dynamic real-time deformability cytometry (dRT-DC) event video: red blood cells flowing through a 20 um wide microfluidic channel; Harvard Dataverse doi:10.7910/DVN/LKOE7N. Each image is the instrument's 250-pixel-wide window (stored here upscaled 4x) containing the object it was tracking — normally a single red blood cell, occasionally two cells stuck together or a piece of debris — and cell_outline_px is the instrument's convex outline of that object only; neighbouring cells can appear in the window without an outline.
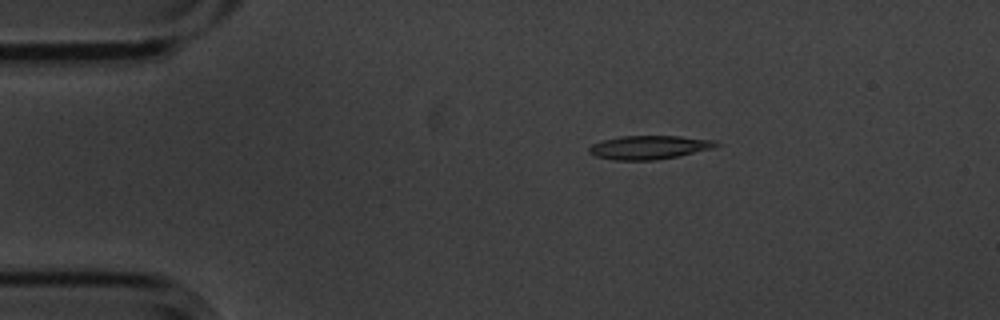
{"species": "common noctule bat (a hibernating species)", "species_latin": "Nyctalus noctula", "temperature_condition": "cold", "stored_images_in_passage": 7, "camera_frame_rate_fps": 3000, "um_per_image_px": 0.085, "animal": {"sex": "male", "body_mass_g": 20.1, "forearm_length_mm": 53.5}, "frame": {"image": 1, "passage_image": 2, "time_ms": 0.333, "image_size_px": [1000, 320], "cell_outline_px": [[720, 144], [712, 148], [676, 156], [656, 160], [612, 160], [596, 156], [588, 152], [588, 148], [592, 144], [604, 140], [620, 136], [680, 136], [716, 140]], "centroid_in_image_um": [55.15, 12.52], "position_along_channel_um": 29.8, "area_um2": 17.4}}
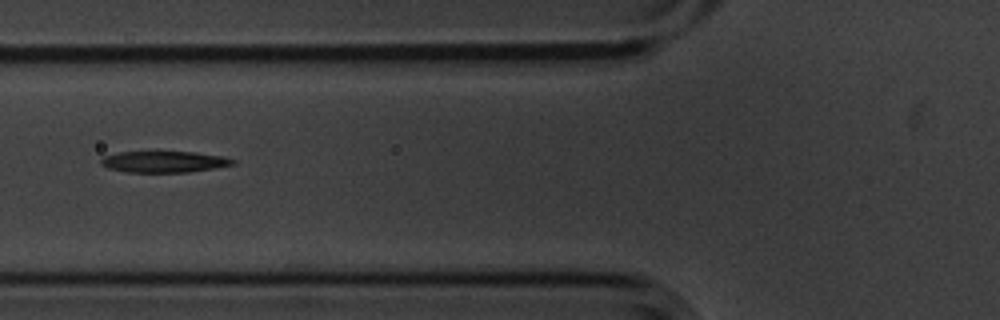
{"frame": {"image": 2, "passage_image": 5, "time_ms": 1.333, "image_size_px": [1000, 320], "cell_outline_px": [[236, 164], [188, 172], [128, 172], [108, 168], [100, 164], [100, 160], [104, 156], [120, 152], [156, 148], [196, 152], [224, 156], [236, 160]], "centroid_in_image_um": [13.93, 13.69], "position_along_channel_um": 111.9, "area_um2": 17.4}}
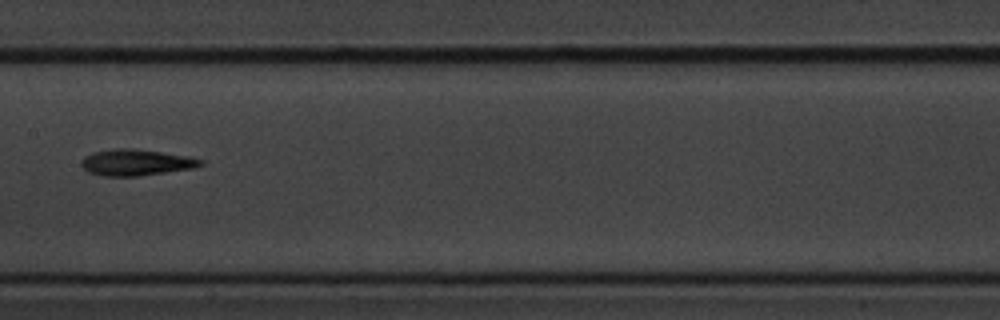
{"frame": {"image": 3, "passage_image": 7, "time_ms": 2.0, "image_size_px": [1000, 320], "cell_outline_px": [[204, 164], [192, 168], [136, 176], [104, 176], [88, 172], [80, 164], [80, 160], [84, 156], [92, 152], [112, 148], [132, 148], [188, 156], [204, 160]], "centroid_in_image_um": [11.51, 13.79], "position_along_channel_um": 195.9, "area_um2": 18.21}}